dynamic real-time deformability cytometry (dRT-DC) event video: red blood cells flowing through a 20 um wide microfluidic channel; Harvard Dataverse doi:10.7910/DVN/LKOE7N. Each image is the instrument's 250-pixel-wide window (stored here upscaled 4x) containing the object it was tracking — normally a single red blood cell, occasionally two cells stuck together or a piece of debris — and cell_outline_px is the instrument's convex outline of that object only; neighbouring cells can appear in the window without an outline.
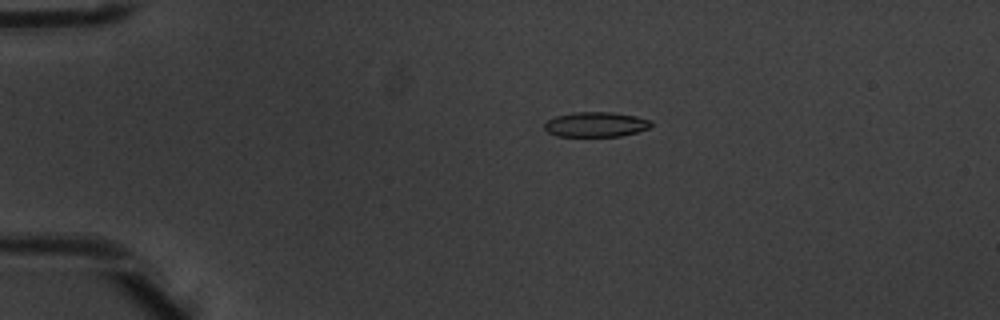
{"species": "common noctule bat (a hibernating species)", "species_latin": "Nyctalus noctula", "temperature_condition": "warm", "stored_images_in_passage": 6, "camera_frame_rate_fps": 3000, "um_per_image_px": 0.085, "animal": {"sex": "male", "body_mass_g": 20.1, "forearm_length_mm": 53.5}, "frame": {"image": 1, "passage_image": 3, "time_ms": 0.667, "image_size_px": [1000, 320], "cell_outline_px": [[652, 124], [648, 128], [636, 132], [620, 136], [556, 136], [548, 132], [544, 128], [544, 124], [548, 120], [556, 116], [576, 112], [612, 112], [636, 116], [652, 120]], "centroid_in_image_um": [50.65, 10.57], "position_along_channel_um": 34.4, "area_um2": 15.43}}
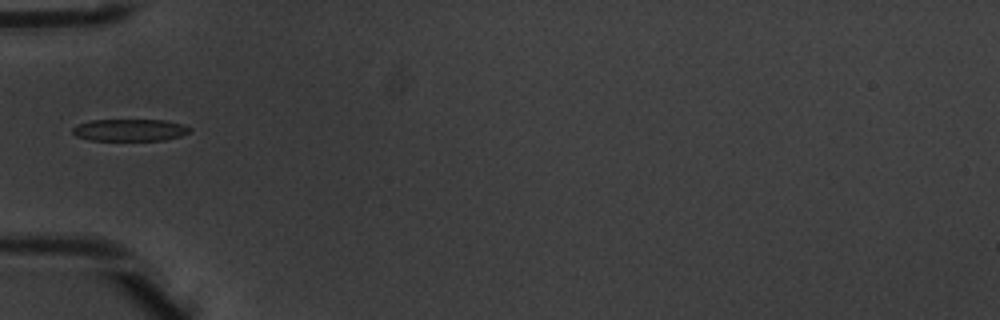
{"frame": {"image": 2, "passage_image": 5, "time_ms": 1.333, "image_size_px": [1000, 320], "cell_outline_px": [[192, 132], [180, 136], [164, 140], [88, 140], [76, 136], [72, 132], [72, 128], [76, 124], [92, 120], [164, 120], [184, 124], [192, 128]], "centroid_in_image_um": [11.05, 11.05], "position_along_channel_um": 73.9, "area_um2": 15.2}}